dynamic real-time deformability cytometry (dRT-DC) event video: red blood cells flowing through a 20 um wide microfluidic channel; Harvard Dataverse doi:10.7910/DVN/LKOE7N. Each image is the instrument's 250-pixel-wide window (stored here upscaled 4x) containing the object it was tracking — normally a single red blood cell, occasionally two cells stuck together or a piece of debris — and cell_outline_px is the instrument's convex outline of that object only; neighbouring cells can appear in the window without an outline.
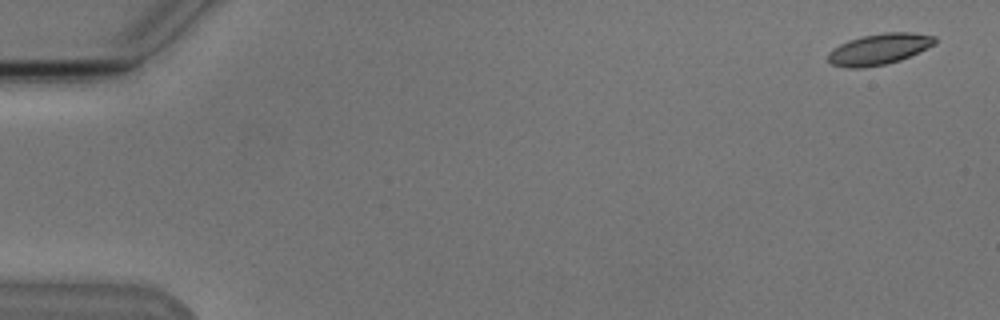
{"species": "Egyptian fruit bat (a non-hibernating species)", "species_latin": "Rousettus aegyptiacus", "temperature_condition": "cold", "stored_images_in_passage": 6, "camera_frame_rate_fps": 3000, "um_per_image_px": 0.085, "animal": {"sex": "male"}, "frame": {"image": 1, "passage_image": 1, "time_ms": 0.0, "image_size_px": [1000, 320], "cell_outline_px": [[936, 44], [920, 52], [900, 60], [884, 64], [864, 68], [848, 68], [832, 64], [828, 60], [828, 52], [832, 48], [848, 40], [864, 36], [884, 32], [912, 32], [936, 36]], "centroid_in_image_um": [74.74, 4.17], "position_along_channel_um": 10.3, "area_um2": 19.42}}
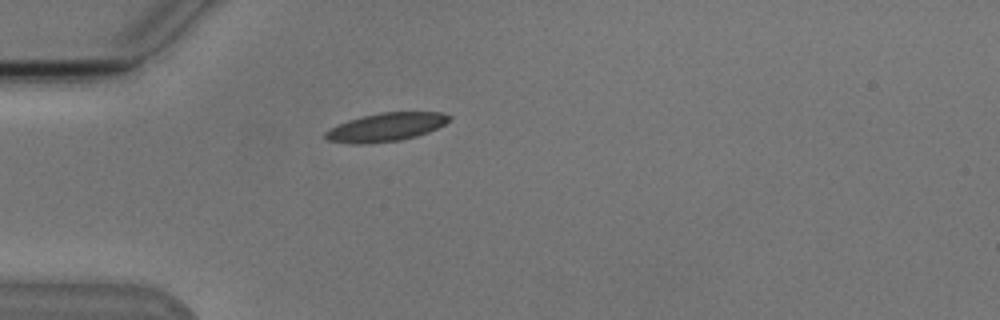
{"frame": {"image": 2, "passage_image": 5, "time_ms": 4.667, "image_size_px": [1000, 320], "cell_outline_px": [[452, 120], [428, 132], [416, 136], [400, 140], [364, 144], [352, 144], [328, 140], [324, 136], [324, 132], [328, 128], [336, 124], [348, 120], [380, 112], [444, 112], [452, 116]], "centroid_in_image_um": [32.8, 10.8], "position_along_channel_um": 52.2, "area_um2": 20.63}}